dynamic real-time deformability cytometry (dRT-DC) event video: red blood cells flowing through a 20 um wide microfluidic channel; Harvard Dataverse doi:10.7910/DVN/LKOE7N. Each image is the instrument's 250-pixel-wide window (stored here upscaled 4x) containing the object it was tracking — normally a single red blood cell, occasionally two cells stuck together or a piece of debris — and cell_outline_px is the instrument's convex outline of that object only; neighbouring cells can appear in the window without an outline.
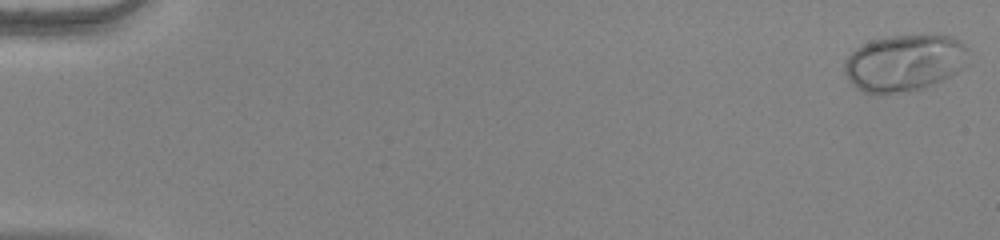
{"species": "human", "species_latin": "Homo sapiens", "temperature_condition": "warm", "stored_images_in_passage": 54, "camera_frame_rate_fps": 3000, "um_per_image_px": 0.085, "donor": {"sex": "female"}, "frame": {"image": 1, "passage_image": 1, "time_ms": 0.0, "image_size_px": [1000, 240], "cell_outline_px": [[972, 64], [924, 88], [876, 96], [864, 92], [856, 88], [848, 80], [844, 72], [844, 64], [848, 56], [856, 48], [872, 40], [888, 36], [952, 36], [960, 40], [968, 48]], "centroid_in_image_um": [76.9, 5.36], "position_along_channel_um": 8.1, "area_um2": 41.44}}
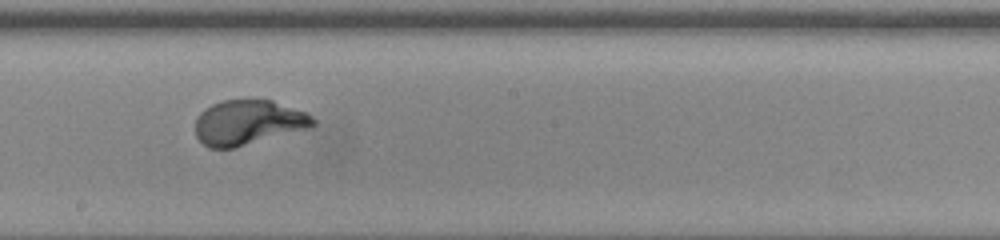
{"frame": {"image": 2, "passage_image": 32, "time_ms": 10.333, "image_size_px": [1000, 240], "cell_outline_px": [[316, 124], [312, 128], [232, 148], [208, 148], [196, 136], [196, 120], [200, 112], [204, 108], [212, 104], [224, 100], [272, 100], [304, 112], [312, 116], [316, 120]], "centroid_in_image_um": [21.11, 10.41], "position_along_channel_um": 227.1, "area_um2": 30.69}}
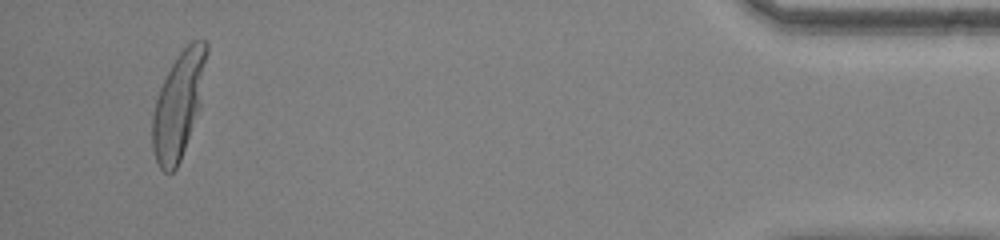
{"frame": {"image": 3, "passage_image": 52, "time_ms": 17.0, "image_size_px": [1000, 240], "cell_outline_px": [[208, 52], [200, 108], [180, 160], [176, 168], [172, 172], [164, 172], [160, 168], [156, 160], [152, 148], [152, 116], [156, 100], [160, 88], [172, 64], [180, 52], [192, 40], [204, 40], [208, 44]], "centroid_in_image_um": [15.19, 8.91], "position_along_channel_um": 420.0, "area_um2": 33.23}}